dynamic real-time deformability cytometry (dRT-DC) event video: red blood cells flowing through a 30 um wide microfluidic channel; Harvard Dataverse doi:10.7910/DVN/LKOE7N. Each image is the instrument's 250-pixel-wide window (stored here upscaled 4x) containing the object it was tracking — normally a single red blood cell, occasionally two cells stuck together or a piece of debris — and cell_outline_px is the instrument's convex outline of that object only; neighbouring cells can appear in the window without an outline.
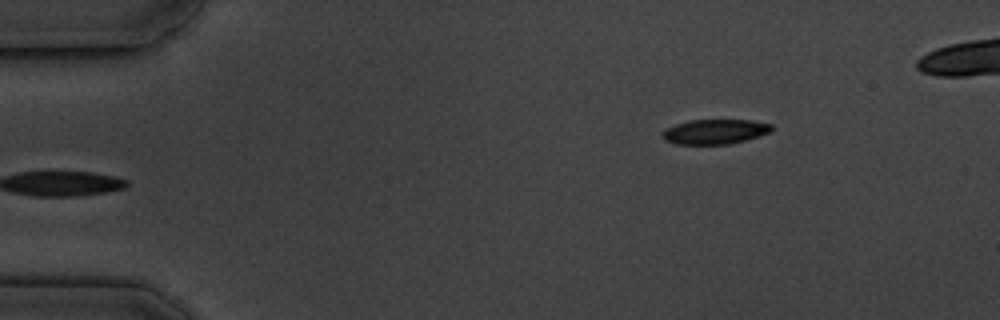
{"species": "common noctule bat (a hibernating species)", "species_latin": "Nyctalus noctula", "temperature_condition": "cold", "stored_images_in_passage": 2, "camera_frame_rate_fps": 3000, "um_per_image_px": 0.085, "animal": {"sex": "male", "body_mass_g": 19.5, "forearm_length_mm": 54.6}, "frame": {"image": 1, "passage_image": 2, "time_ms": 1.333, "image_size_px": [1000, 320], "cell_outline_px": [[772, 132], [744, 140], [728, 144], [676, 144], [664, 140], [660, 136], [660, 132], [676, 124], [688, 120], [752, 120], [772, 124]], "centroid_in_image_um": [60.74, 11.19], "position_along_channel_um": 24.3, "area_um2": 15.84}}